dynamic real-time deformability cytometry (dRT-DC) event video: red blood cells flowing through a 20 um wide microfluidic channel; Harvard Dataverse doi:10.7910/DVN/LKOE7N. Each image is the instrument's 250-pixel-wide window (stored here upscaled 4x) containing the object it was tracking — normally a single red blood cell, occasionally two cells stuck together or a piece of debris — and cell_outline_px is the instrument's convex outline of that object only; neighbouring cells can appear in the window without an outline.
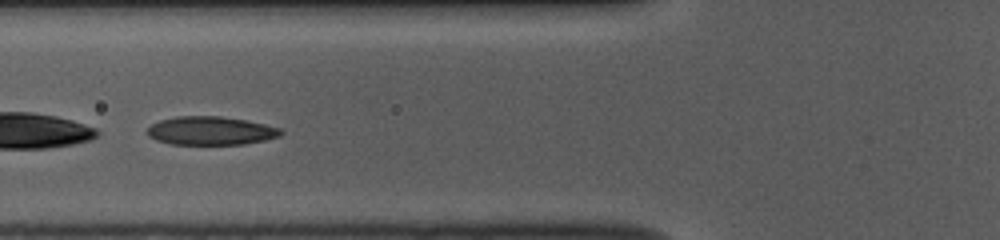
{"species": "common noctule bat (a hibernating species)", "species_latin": "Nyctalus noctula", "temperature_condition": "room temperature", "stored_images_in_passage": 29, "camera_frame_rate_fps": 3000, "um_per_image_px": 0.085, "animal": {"sex": "female", "body_mass_g": 10.0, "forearm_length_mm": 53.1}, "frame": {"image": 1, "passage_image": 9, "time_ms": 2.667, "image_size_px": [1000, 240], "cell_outline_px": [[284, 132], [280, 136], [264, 140], [244, 144], [172, 144], [156, 140], [148, 136], [148, 128], [152, 124], [160, 120], [176, 116], [220, 116], [248, 120], [280, 128]], "centroid_in_image_um": [17.92, 11.11], "position_along_channel_um": 107.9, "area_um2": 22.14}}